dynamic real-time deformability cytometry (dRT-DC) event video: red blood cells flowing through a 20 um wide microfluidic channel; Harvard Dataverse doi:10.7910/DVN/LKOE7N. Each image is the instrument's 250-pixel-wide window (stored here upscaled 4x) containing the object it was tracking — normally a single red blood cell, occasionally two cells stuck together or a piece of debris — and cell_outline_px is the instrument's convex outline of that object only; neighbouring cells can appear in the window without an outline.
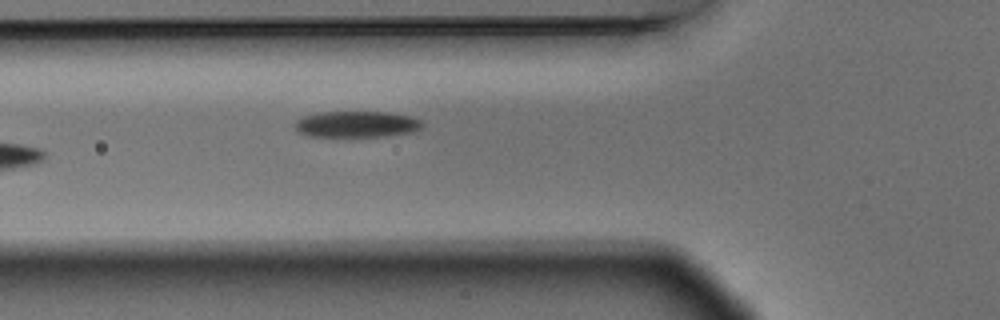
{"species": "Egyptian fruit bat (a non-hibernating species)", "species_latin": "Rousettus aegyptiacus", "temperature_condition": "warm", "stored_images_in_passage": 5, "camera_frame_rate_fps": 3000, "um_per_image_px": 0.085, "animal": {"sex": "male"}, "frame": {"image": 1, "passage_image": 5, "time_ms": 1.333, "image_size_px": [1000, 320], "cell_outline_px": [[424, 124], [420, 128], [412, 132], [384, 136], [308, 136], [296, 132], [292, 124], [296, 120], [304, 116], [320, 112], [388, 112], [412, 116], [420, 120]], "centroid_in_image_um": [30.27, 10.55], "position_along_channel_um": 95.5, "area_um2": 19.59}}